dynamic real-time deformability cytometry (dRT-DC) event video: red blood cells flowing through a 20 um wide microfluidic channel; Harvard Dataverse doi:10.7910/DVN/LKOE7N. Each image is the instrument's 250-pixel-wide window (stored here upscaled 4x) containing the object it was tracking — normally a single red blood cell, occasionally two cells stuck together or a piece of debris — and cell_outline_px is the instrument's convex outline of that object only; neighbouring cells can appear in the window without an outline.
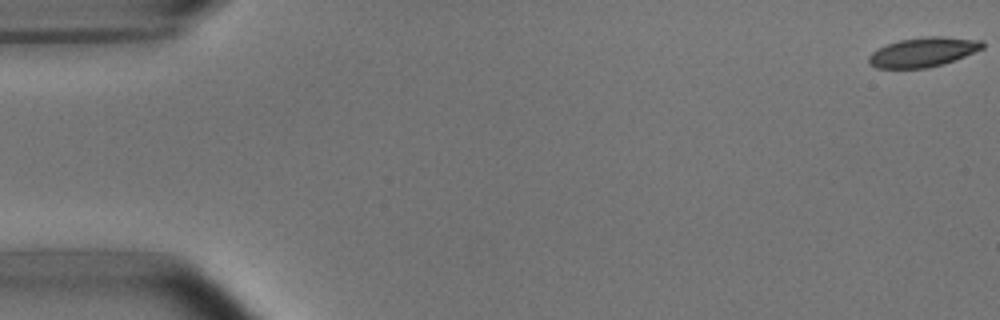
{"species": "common noctule bat (a hibernating species)", "species_latin": "Nyctalus noctula", "temperature_condition": "room temperature", "stored_images_in_passage": 7, "camera_frame_rate_fps": 3000, "um_per_image_px": 0.085, "animal": {"sex": "male", "body_mass_g": 15.6}, "frame": {"image": 1, "passage_image": 1, "time_ms": 0.0, "image_size_px": [1000, 320], "cell_outline_px": [[984, 48], [944, 64], [924, 68], [876, 68], [868, 64], [868, 56], [872, 52], [888, 44], [900, 40], [928, 36], [944, 36], [984, 40]], "centroid_in_image_um": [78.48, 4.42], "position_along_channel_um": 6.5, "area_um2": 19.54}}
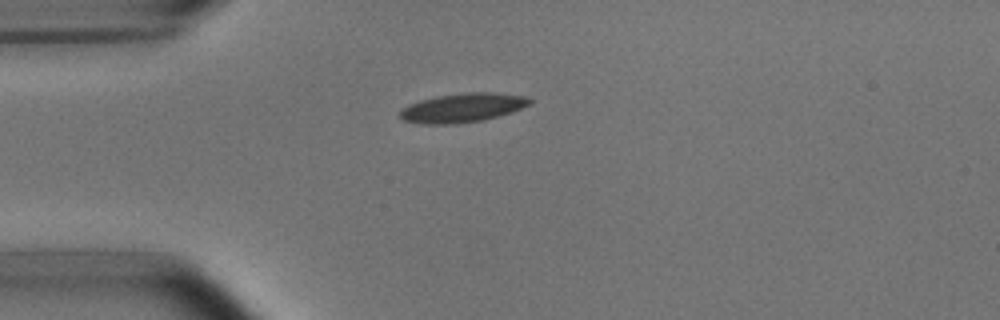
{"frame": {"image": 2, "passage_image": 4, "time_ms": 1.0, "image_size_px": [1000, 320], "cell_outline_px": [[532, 104], [512, 112], [484, 120], [452, 124], [420, 124], [404, 120], [400, 116], [400, 112], [408, 104], [420, 100], [436, 96], [468, 92], [492, 92], [524, 96], [532, 100]], "centroid_in_image_um": [39.34, 9.16], "position_along_channel_um": 45.7, "area_um2": 21.96}}
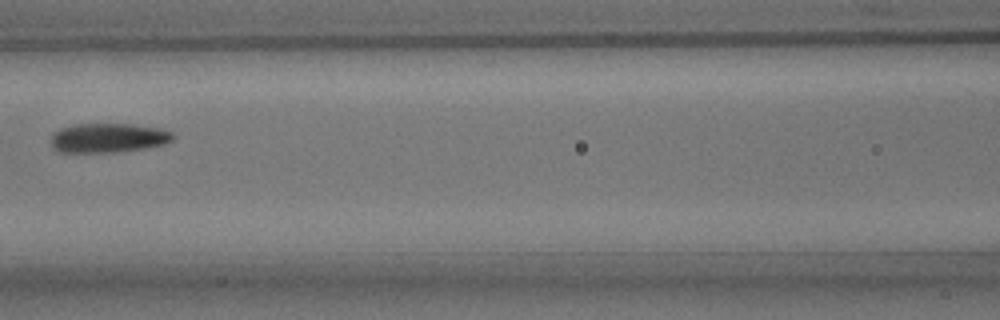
{"frame": {"image": 3, "passage_image": 7, "time_ms": 2.0, "image_size_px": [1000, 320], "cell_outline_px": [[176, 136], [172, 140], [164, 144], [144, 148], [112, 152], [56, 152], [52, 148], [52, 136], [60, 128], [72, 124], [132, 124], [160, 128], [172, 132]], "centroid_in_image_um": [9.2, 11.71], "position_along_channel_um": 157.4, "area_um2": 20.87}}